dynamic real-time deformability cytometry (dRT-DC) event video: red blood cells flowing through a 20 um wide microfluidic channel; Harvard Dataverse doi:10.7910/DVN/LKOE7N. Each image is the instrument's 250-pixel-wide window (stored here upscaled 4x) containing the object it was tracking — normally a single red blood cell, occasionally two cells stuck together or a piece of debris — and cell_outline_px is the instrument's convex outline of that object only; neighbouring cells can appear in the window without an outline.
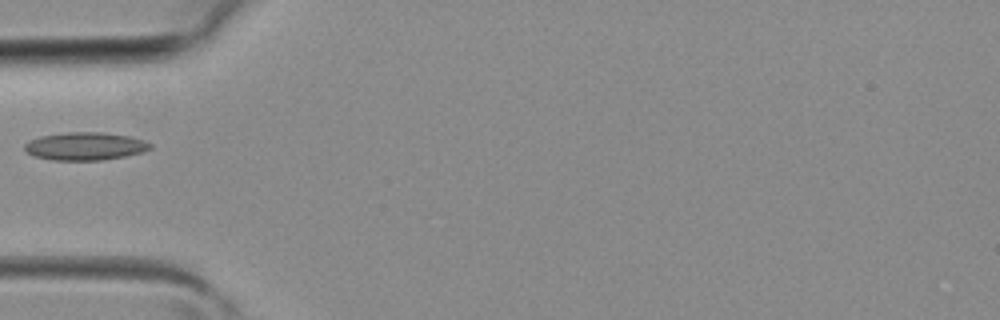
{"species": "common noctule bat (a hibernating species)", "species_latin": "Nyctalus noctula", "temperature_condition": "room temperature", "stored_images_in_passage": 4, "camera_frame_rate_fps": 3000, "um_per_image_px": 0.085, "animal": {"sex": "female", "body_mass_g": 19.3, "forearm_length_mm": 54.1}, "frame": {"image": 1, "passage_image": 4, "time_ms": 1.0, "image_size_px": [1000, 320], "cell_outline_px": [[152, 148], [140, 152], [124, 156], [100, 160], [52, 160], [36, 156], [28, 152], [24, 148], [24, 144], [40, 136], [68, 132], [100, 132], [132, 136], [144, 140], [152, 144]], "centroid_in_image_um": [7.27, 12.42], "position_along_channel_um": 77.7, "area_um2": 20.23}}